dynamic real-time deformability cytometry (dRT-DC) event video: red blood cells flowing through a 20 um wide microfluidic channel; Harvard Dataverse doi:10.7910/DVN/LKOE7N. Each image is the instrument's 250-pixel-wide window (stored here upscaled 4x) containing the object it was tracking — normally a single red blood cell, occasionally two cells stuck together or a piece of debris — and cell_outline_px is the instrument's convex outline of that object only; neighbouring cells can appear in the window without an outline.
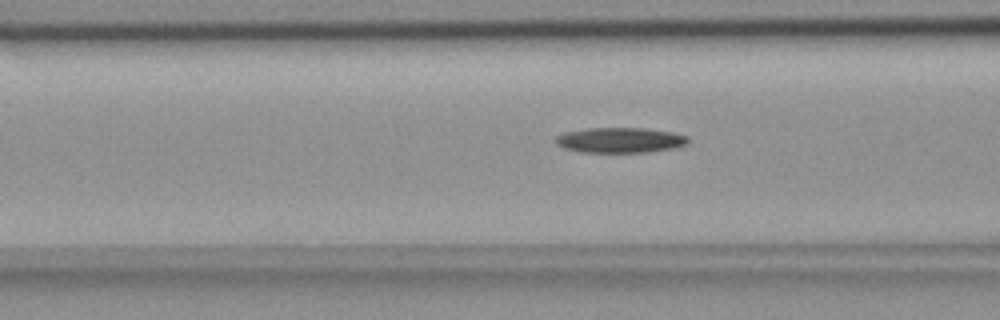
{"species": "common noctule bat (a hibernating species)", "species_latin": "Nyctalus noctula", "temperature_condition": "room temperature", "stored_images_in_passage": 43, "camera_frame_rate_fps": 3000, "um_per_image_px": 0.085, "animal": {"sex": "female", "body_mass_g": 18.4}, "frame": {"image": 1, "passage_image": 9, "time_ms": 2.667, "image_size_px": [1000, 320], "cell_outline_px": [[688, 144], [672, 148], [648, 152], [580, 152], [564, 148], [556, 144], [556, 136], [564, 132], [588, 128], [644, 128], [672, 132], [688, 136]], "centroid_in_image_um": [52.7, 11.91], "position_along_channel_um": 113.9, "area_um2": 19.48}}
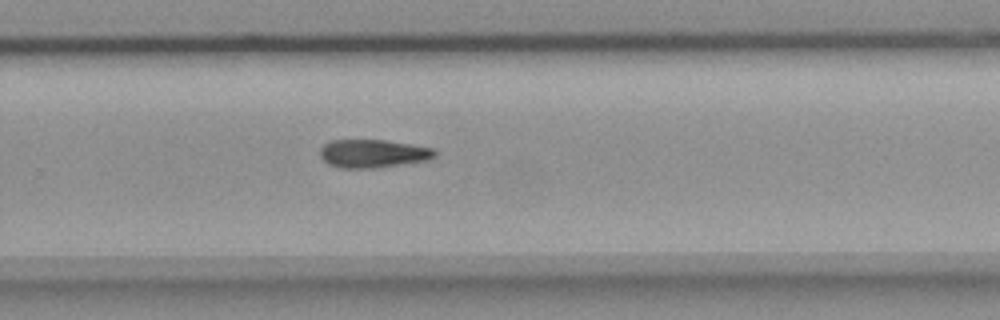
{"frame": {"image": 2, "passage_image": 24, "time_ms": 7.667, "image_size_px": [1000, 320], "cell_outline_px": [[436, 156], [428, 160], [376, 168], [340, 168], [328, 164], [320, 156], [320, 148], [328, 140], [384, 140], [432, 148], [436, 152]], "centroid_in_image_um": [31.66, 13.05], "position_along_channel_um": 298.1, "area_um2": 18.84}}
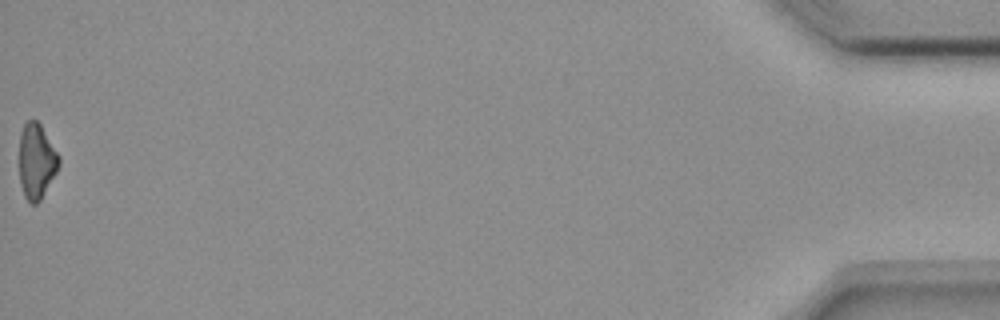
{"frame": {"image": 3, "passage_image": 43, "time_ms": 14.0, "image_size_px": [1000, 320], "cell_outline_px": [[60, 164], [56, 172], [40, 200], [36, 204], [32, 204], [24, 196], [20, 184], [20, 132], [24, 124], [28, 120], [36, 120], [40, 124], [60, 156]], "centroid_in_image_um": [3.1, 13.69], "position_along_channel_um": 432.1, "area_um2": 17.22}, "authors_computed_cell_mechanics": {"area_um2": 19.0162, "velocity_mm_per_s": 3.6949, "shape_relaxation_time_tau1_ms": 6.6883, "shape_relaxation_time_tau2_ms": null, "deformation_change_tau1": 0.1568, "deformation_change_tau2": null}}